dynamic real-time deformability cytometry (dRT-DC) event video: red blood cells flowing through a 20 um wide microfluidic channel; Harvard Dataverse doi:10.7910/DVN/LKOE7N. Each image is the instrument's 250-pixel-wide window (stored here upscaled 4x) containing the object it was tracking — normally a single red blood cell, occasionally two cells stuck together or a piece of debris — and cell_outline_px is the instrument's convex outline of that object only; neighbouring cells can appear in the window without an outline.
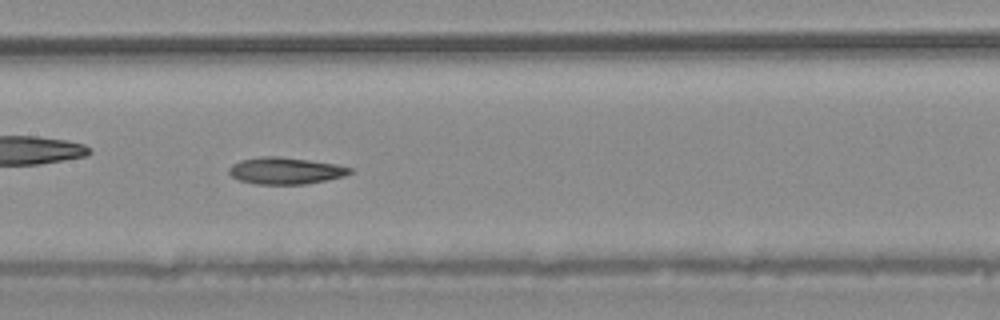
{"species": "common noctule bat (a hibernating species)", "species_latin": "Nyctalus noctula", "temperature_condition": "warm", "stored_images_in_passage": 33, "camera_frame_rate_fps": 3000, "um_per_image_px": 0.085, "animal": {"sex": "male", "body_mass_g": 20.4}, "frame": {"image": 1, "passage_image": 10, "time_ms": 3.0, "image_size_px": [1000, 320], "cell_outline_px": [[352, 172], [344, 176], [304, 184], [256, 184], [240, 180], [232, 176], [228, 172], [228, 168], [232, 164], [240, 160], [264, 156], [280, 156], [336, 164], [352, 168]], "centroid_in_image_um": [24.24, 14.5], "position_along_channel_um": 183.2, "area_um2": 18.73}}
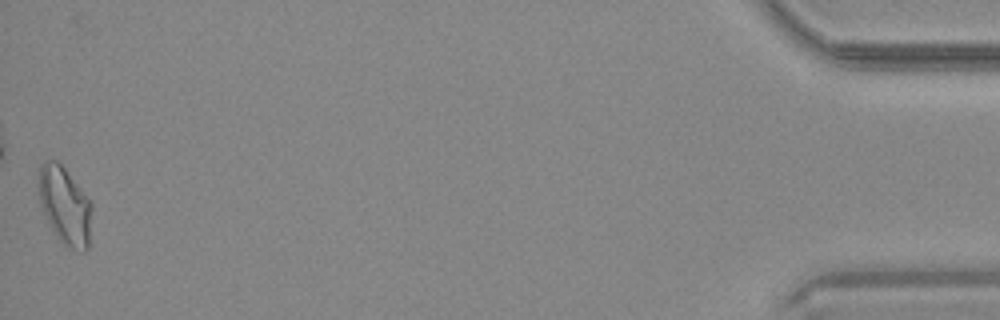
{"frame": {"image": 2, "passage_image": 33, "time_ms": 10.667, "image_size_px": [1000, 320], "cell_outline_px": [[92, 208], [88, 248], [84, 252], [80, 252], [64, 244], [56, 236], [48, 224], [40, 204], [40, 164], [44, 160], [56, 160], [64, 168], [92, 204]], "centroid_in_image_um": [5.52, 17.51], "position_along_channel_um": 429.7, "area_um2": 23.64}}